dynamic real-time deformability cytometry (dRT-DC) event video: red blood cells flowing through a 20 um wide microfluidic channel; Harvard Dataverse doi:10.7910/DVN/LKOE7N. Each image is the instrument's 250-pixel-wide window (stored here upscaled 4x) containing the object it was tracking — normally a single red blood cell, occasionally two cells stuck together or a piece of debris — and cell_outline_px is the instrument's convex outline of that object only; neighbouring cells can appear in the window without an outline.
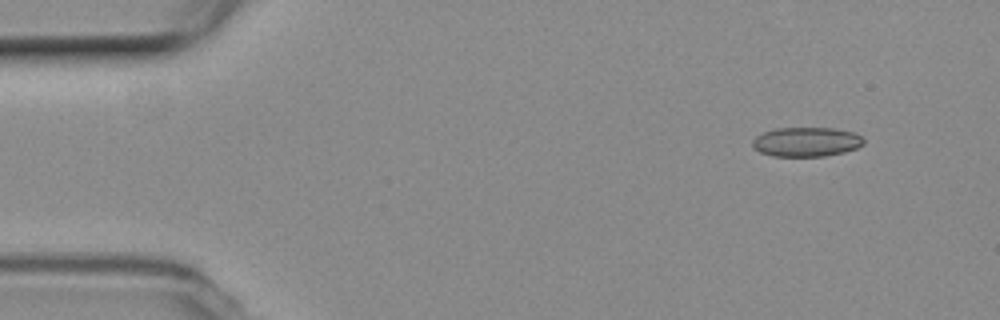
{"species": "common noctule bat (a hibernating species)", "species_latin": "Nyctalus noctula", "temperature_condition": "room temperature", "stored_images_in_passage": 50, "camera_frame_rate_fps": 3000, "um_per_image_px": 0.085, "animal": {"sex": "female", "body_mass_g": 19.3, "forearm_length_mm": 54.1}, "frame": {"image": 1, "passage_image": 1, "time_ms": 0.0, "image_size_px": [1000, 320], "cell_outline_px": [[864, 144], [856, 148], [844, 152], [824, 156], [772, 156], [760, 152], [752, 144], [752, 140], [756, 136], [764, 132], [776, 128], [832, 128], [856, 132], [864, 140]], "centroid_in_image_um": [68.56, 12.05], "position_along_channel_um": 16.4, "area_um2": 19.02}}
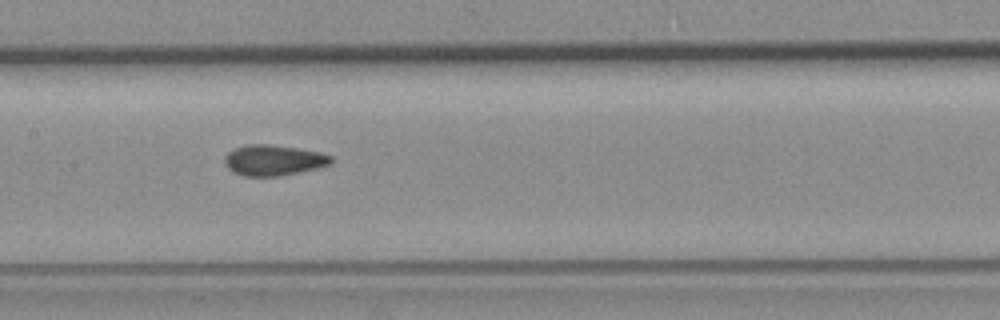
{"frame": {"image": 2, "passage_image": 22, "time_ms": 7.0, "image_size_px": [1000, 320], "cell_outline_px": [[336, 160], [332, 164], [316, 168], [276, 176], [244, 176], [232, 172], [224, 164], [224, 156], [228, 152], [236, 148], [248, 144], [268, 144], [296, 148], [320, 152], [332, 156]], "centroid_in_image_um": [23.25, 13.61], "position_along_channel_um": 184.2, "area_um2": 19.02}}
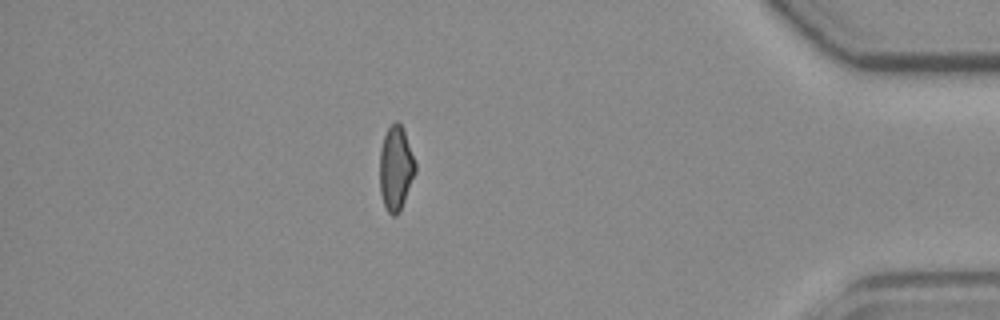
{"frame": {"image": 3, "passage_image": 43, "time_ms": 14.0, "image_size_px": [1000, 320], "cell_outline_px": [[416, 172], [400, 212], [396, 216], [392, 216], [388, 212], [384, 204], [380, 192], [380, 148], [384, 136], [388, 128], [396, 120], [400, 124], [404, 132], [416, 164]], "centroid_in_image_um": [33.64, 14.34], "position_along_channel_um": 401.6, "area_um2": 17.4}, "authors_computed_cell_mechanics": {"area_um2": 18.4671, "velocity_mm_per_s": 3.7699, "shape_relaxation_time_tau1_ms": null, "shape_relaxation_time_tau2_ms": 2.3, "deformation_change_tau1": null, "deformation_change_tau2": 0.065}}